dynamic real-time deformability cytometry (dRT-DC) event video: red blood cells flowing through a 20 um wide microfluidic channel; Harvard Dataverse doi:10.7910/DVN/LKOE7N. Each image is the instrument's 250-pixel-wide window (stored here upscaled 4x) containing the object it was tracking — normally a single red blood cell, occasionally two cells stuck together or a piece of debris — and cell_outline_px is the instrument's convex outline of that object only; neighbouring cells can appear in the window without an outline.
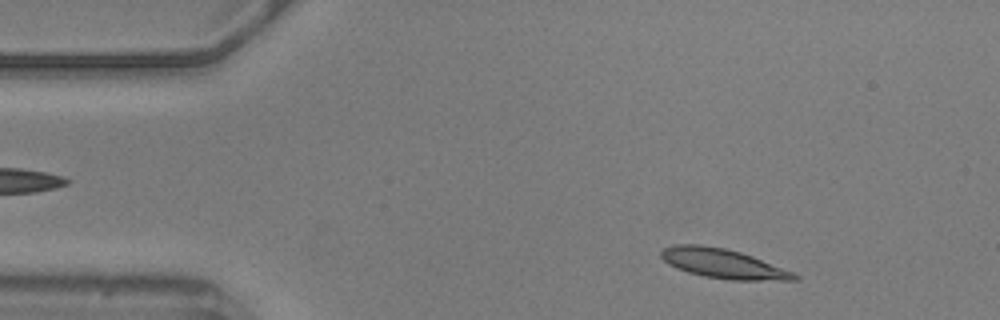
{"species": "common noctule bat (a hibernating species)", "species_latin": "Nyctalus noctula", "temperature_condition": "warm", "stored_images_in_passage": 53, "camera_frame_rate_fps": 3000, "um_per_image_px": 0.085, "animal": {"sex": "male", "body_mass_g": 20.5, "forearm_length_mm": 52.5}, "frame": {"image": 1, "passage_image": 5, "time_ms": 1.333, "image_size_px": [1000, 320], "cell_outline_px": [[800, 280], [732, 280], [704, 276], [688, 272], [676, 268], [668, 264], [660, 256], [660, 252], [664, 248], [672, 244], [700, 244], [724, 248], [740, 252], [752, 256], [796, 272], [800, 276]], "centroid_in_image_um": [61.49, 22.4], "position_along_channel_um": 23.5, "area_um2": 23.06}}
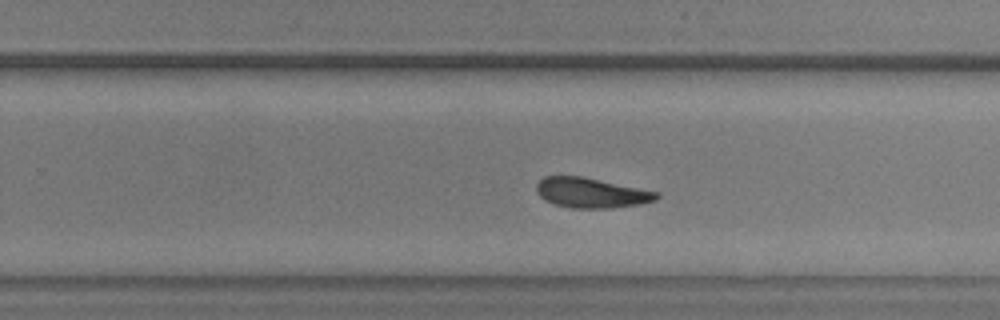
{"frame": {"image": 2, "passage_image": 32, "time_ms": 10.333, "image_size_px": [1000, 320], "cell_outline_px": [[660, 196], [656, 200], [640, 204], [612, 208], [572, 208], [556, 204], [544, 200], [536, 192], [536, 184], [544, 176], [580, 176], [660, 192]], "centroid_in_image_um": [50.26, 16.39], "position_along_channel_um": 279.5, "area_um2": 20.98}}
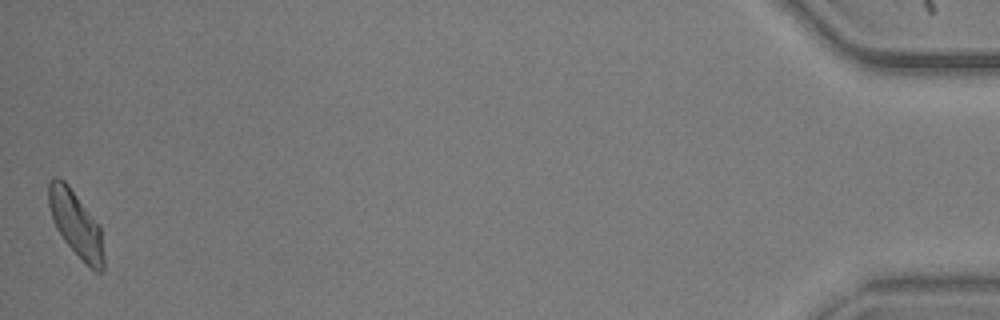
{"frame": {"image": 3, "passage_image": 53, "time_ms": 17.333, "image_size_px": [1000, 320], "cell_outline_px": [[104, 268], [100, 272], [96, 272], [64, 240], [56, 228], [52, 220], [48, 204], [48, 184], [52, 176], [56, 176], [64, 180], [68, 184], [100, 224], [104, 256]], "centroid_in_image_um": [6.45, 18.97], "position_along_channel_um": 428.8, "area_um2": 21.04}, "authors_computed_cell_mechanics": {"area_um2": 21.675, "velocity_mm_per_s": 3.5609, "shape_relaxation_time_tau1_ms": 3.3755, "shape_relaxation_time_tau2_ms": 2.6777, "deformation_change_tau1": 0.134, "deformation_change_tau2": 0.0871}}